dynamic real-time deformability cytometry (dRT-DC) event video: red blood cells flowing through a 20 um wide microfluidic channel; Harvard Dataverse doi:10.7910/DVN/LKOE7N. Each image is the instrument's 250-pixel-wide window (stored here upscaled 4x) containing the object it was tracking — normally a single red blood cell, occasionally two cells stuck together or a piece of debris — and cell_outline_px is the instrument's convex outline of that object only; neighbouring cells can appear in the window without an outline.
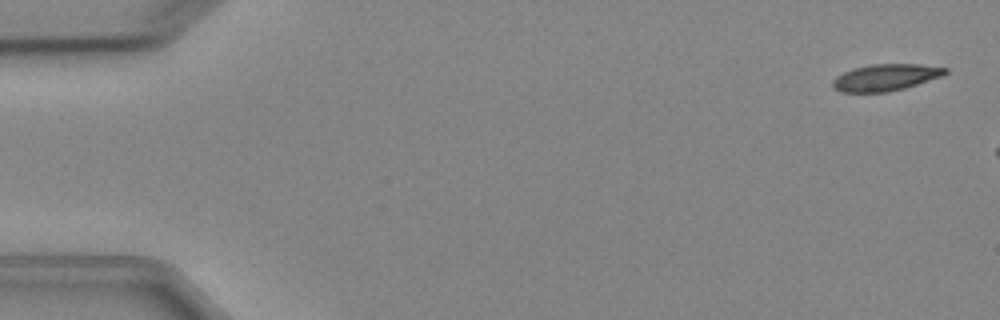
{"species": "Egyptian fruit bat (a non-hibernating species)", "species_latin": "Rousettus aegyptiacus", "temperature_condition": "cold", "stored_images_in_passage": 3, "camera_frame_rate_fps": 3000, "um_per_image_px": 0.085, "animal": {"sex": "female"}, "frame": {"image": 1, "passage_image": 1, "time_ms": 0.0, "image_size_px": [1000, 320], "cell_outline_px": [[948, 72], [944, 76], [904, 88], [888, 92], [840, 92], [832, 88], [832, 80], [836, 76], [852, 68], [872, 64], [920, 64], [948, 68]], "centroid_in_image_um": [75.27, 6.58], "position_along_channel_um": 9.7, "area_um2": 17.69}}